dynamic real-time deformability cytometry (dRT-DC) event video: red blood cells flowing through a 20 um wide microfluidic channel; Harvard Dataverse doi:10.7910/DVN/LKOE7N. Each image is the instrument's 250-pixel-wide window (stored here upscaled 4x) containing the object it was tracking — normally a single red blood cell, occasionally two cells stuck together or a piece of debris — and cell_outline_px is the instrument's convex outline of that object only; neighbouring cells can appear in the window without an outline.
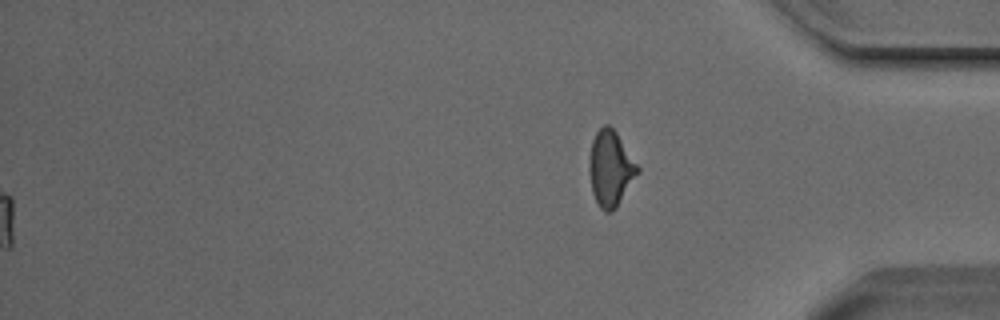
{"species": "Egyptian fruit bat (a non-hibernating species)", "species_latin": "Rousettus aegyptiacus", "temperature_condition": "cold", "stored_images_in_passage": 53, "segment_of_instrument_passage": [2, 2], "camera_frame_rate_fps": 3000, "um_per_image_px": 0.085, "animal": {"sex": "male"}, "frame": {"image": 1, "passage_image": 53, "time_ms": 17.333, "image_size_px": [1000, 320], "cell_outline_px": [[640, 172], [616, 208], [612, 212], [604, 212], [600, 208], [592, 192], [588, 168], [592, 140], [596, 132], [604, 124], [608, 124], [616, 132], [640, 168]], "centroid_in_image_um": [51.9, 14.34], "position_along_channel_um": 383.3, "area_um2": 21.33}}